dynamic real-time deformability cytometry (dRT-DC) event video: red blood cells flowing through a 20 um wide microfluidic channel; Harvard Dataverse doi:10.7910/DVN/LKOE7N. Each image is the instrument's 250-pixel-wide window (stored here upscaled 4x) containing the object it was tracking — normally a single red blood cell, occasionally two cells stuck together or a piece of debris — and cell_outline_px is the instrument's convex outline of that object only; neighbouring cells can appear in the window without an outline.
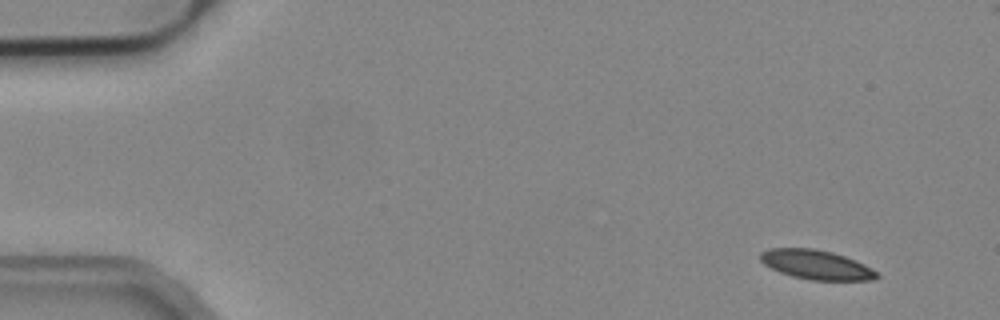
{"species": "common noctule bat (a hibernating species)", "species_latin": "Nyctalus noctula", "temperature_condition": "cold", "stored_images_in_passage": 16, "camera_frame_rate_fps": 3000, "um_per_image_px": 0.085, "animal": {"sex": "male", "body_mass_g": 19.2, "forearm_length_mm": 51.8}, "frame": {"image": 1, "passage_image": 4, "time_ms": 1.0, "image_size_px": [1000, 320], "cell_outline_px": [[880, 276], [872, 280], [812, 280], [792, 276], [780, 272], [764, 264], [760, 260], [760, 252], [768, 248], [812, 248], [832, 252], [856, 260], [880, 272]], "centroid_in_image_um": [69.41, 22.5], "position_along_channel_um": 15.6, "area_um2": 20.0}}
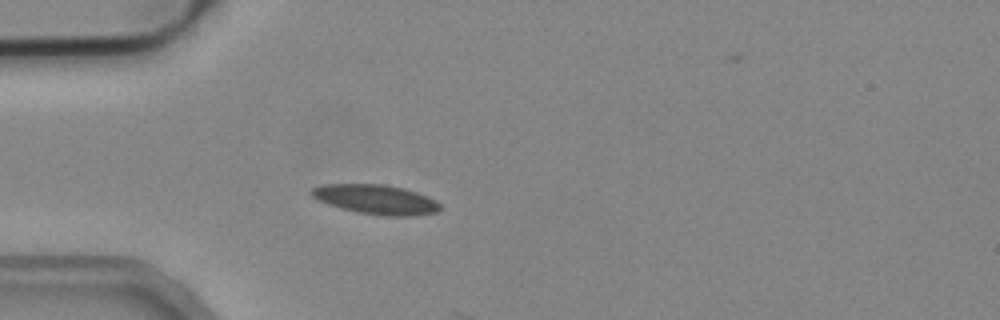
{"frame": {"image": 2, "passage_image": 15, "time_ms": 4.667, "image_size_px": [1000, 320], "cell_outline_px": [[440, 208], [436, 212], [412, 216], [384, 216], [356, 212], [340, 208], [328, 204], [312, 196], [308, 192], [312, 188], [320, 184], [384, 184], [404, 188], [428, 196], [436, 200], [440, 204]], "centroid_in_image_um": [31.94, 16.95], "position_along_channel_um": 53.1, "area_um2": 22.25}}